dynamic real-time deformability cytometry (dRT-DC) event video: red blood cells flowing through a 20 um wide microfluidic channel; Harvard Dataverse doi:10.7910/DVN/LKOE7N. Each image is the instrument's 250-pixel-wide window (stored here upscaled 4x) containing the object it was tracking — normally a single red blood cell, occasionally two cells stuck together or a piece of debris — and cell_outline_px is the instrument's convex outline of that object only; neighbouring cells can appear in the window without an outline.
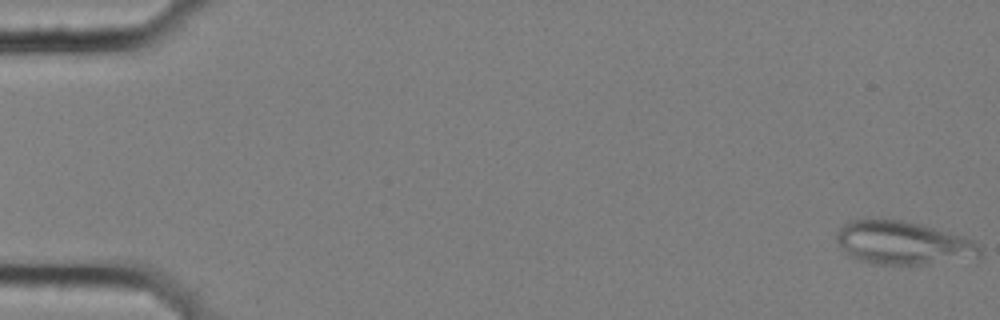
{"species": "common noctule bat (a hibernating species)", "species_latin": "Nyctalus noctula", "temperature_condition": "cold", "stored_images_in_passage": 6, "camera_frame_rate_fps": 3000, "um_per_image_px": 0.085, "animal": {"sex": "female", "body_mass_g": 25.1}, "frame": {"image": 1, "passage_image": 1, "time_ms": 0.0, "image_size_px": [1000, 320], "cell_outline_px": [[980, 256], [924, 264], [872, 264], [860, 260], [852, 256], [836, 240], [836, 232], [848, 220], [900, 220], [920, 224], [976, 240], [980, 248]], "centroid_in_image_um": [76.75, 20.64], "position_along_channel_um": 8.2, "area_um2": 35.43}}